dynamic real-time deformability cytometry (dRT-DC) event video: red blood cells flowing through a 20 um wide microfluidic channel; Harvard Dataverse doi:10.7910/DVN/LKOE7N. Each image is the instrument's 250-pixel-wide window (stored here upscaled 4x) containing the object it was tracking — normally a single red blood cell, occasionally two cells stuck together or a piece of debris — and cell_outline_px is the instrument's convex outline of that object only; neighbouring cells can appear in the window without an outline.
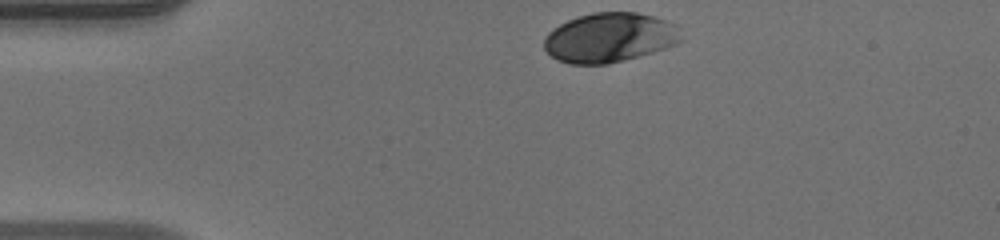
{"species": "human", "species_latin": "Homo sapiens", "temperature_condition": "warm", "stored_images_in_passage": 32, "camera_frame_rate_fps": 3000, "um_per_image_px": 0.085, "donor": {"sex": "male"}, "frame": {"image": 1, "passage_image": 1, "time_ms": 0.0, "image_size_px": [1000, 240], "cell_outline_px": [[684, 40], [676, 44], [652, 52], [624, 60], [608, 64], [568, 64], [556, 60], [544, 48], [544, 36], [552, 28], [576, 16], [592, 12], [636, 12], [652, 16], [676, 24]], "centroid_in_image_um": [51.79, 3.19], "position_along_channel_um": 33.2, "area_um2": 39.77}}
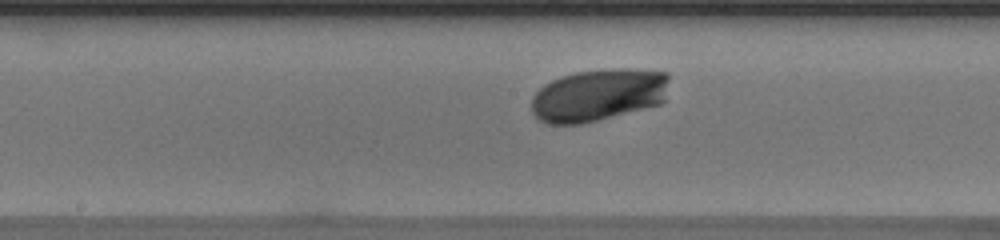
{"frame": {"image": 2, "passage_image": 17, "time_ms": 5.333, "image_size_px": [1000, 240], "cell_outline_px": [[668, 80], [664, 100], [660, 104], [580, 124], [544, 124], [532, 112], [532, 96], [544, 84], [560, 76], [572, 72], [604, 68], [628, 68], [668, 72]], "centroid_in_image_um": [50.83, 8.05], "position_along_channel_um": 197.4, "area_um2": 42.25}}
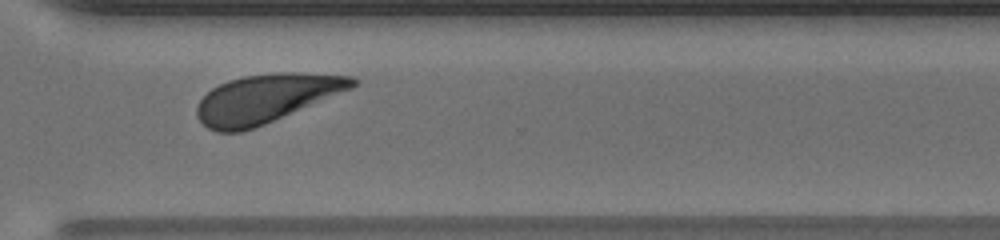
{"frame": {"image": 3, "passage_image": 28, "time_ms": 9.0, "image_size_px": [1000, 240], "cell_outline_px": [[356, 84], [352, 88], [264, 124], [240, 132], [216, 132], [208, 128], [196, 116], [196, 108], [200, 100], [212, 88], [228, 80], [244, 76], [276, 72], [296, 72], [352, 76], [356, 80]], "centroid_in_image_um": [22.58, 8.36], "position_along_channel_um": 348.0, "area_um2": 43.47}}